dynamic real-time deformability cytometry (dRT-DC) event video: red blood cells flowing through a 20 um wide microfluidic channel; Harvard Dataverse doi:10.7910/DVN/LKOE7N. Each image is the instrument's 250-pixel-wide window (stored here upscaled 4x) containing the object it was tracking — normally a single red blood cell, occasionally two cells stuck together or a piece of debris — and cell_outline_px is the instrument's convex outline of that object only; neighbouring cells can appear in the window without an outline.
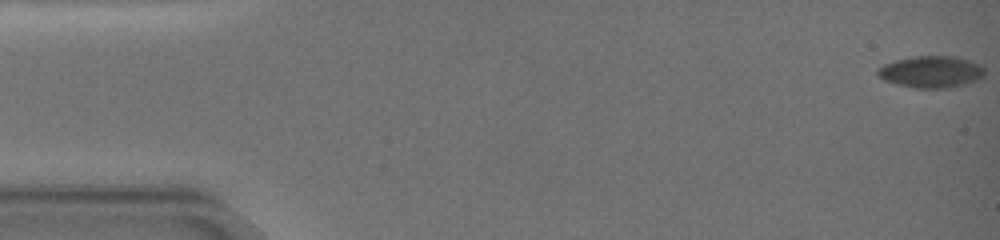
{"species": "common noctule bat (a hibernating species)", "species_latin": "Nyctalus noctula", "temperature_condition": "warm", "stored_images_in_passage": 7, "camera_frame_rate_fps": 3000, "um_per_image_px": 0.085, "animal": {"sex": "female", "body_mass_g": 19.0, "forearm_length_mm": 51.5}, "frame": {"image": 1, "passage_image": 1, "time_ms": 0.0, "image_size_px": [1000, 240], "cell_outline_px": [[984, 76], [976, 80], [964, 84], [948, 88], [916, 88], [896, 84], [884, 80], [876, 72], [876, 68], [884, 64], [896, 60], [912, 56], [956, 56], [980, 64], [984, 68]], "centroid_in_image_um": [79.14, 6.1], "position_along_channel_um": 5.9, "area_um2": 19.83}}
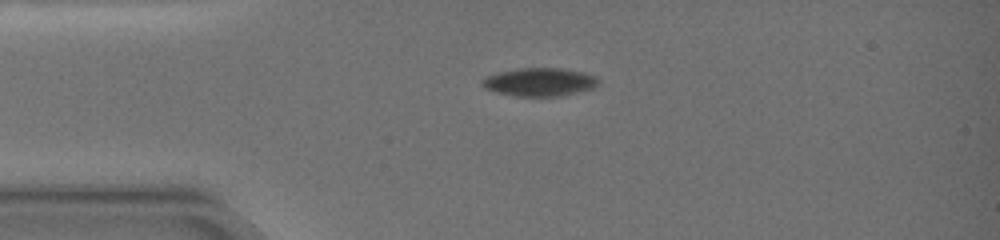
{"frame": {"image": 2, "passage_image": 6, "time_ms": 4.667, "image_size_px": [1000, 240], "cell_outline_px": [[600, 80], [592, 88], [560, 96], [516, 96], [496, 92], [484, 88], [480, 84], [480, 80], [484, 76], [496, 72], [520, 68], [560, 68], [580, 72], [596, 76]], "centroid_in_image_um": [45.78, 6.96], "position_along_channel_um": 39.2, "area_um2": 19.13}}